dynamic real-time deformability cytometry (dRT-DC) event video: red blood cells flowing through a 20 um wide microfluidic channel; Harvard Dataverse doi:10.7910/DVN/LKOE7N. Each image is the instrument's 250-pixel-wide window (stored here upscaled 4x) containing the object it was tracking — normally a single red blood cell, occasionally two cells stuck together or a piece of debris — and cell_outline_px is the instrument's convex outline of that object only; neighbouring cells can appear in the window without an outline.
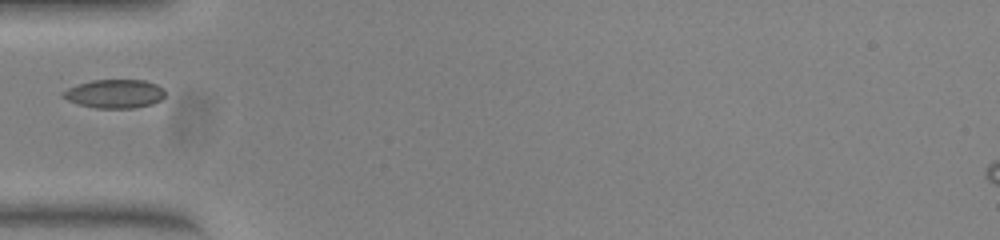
{"species": "common noctule bat (a hibernating species)", "species_latin": "Nyctalus noctula", "temperature_condition": "warm", "stored_images_in_passage": 8, "camera_frame_rate_fps": 3000, "um_per_image_px": 0.085, "animal": {"sex": "female", "body_mass_g": 23.0, "forearm_length_mm": 53.4}, "frame": {"image": 1, "passage_image": 1, "time_ms": 0.0, "image_size_px": [1000, 240], "cell_outline_px": [[164, 96], [160, 100], [152, 104], [132, 108], [96, 108], [80, 104], [68, 100], [60, 96], [60, 92], [68, 88], [92, 80], [144, 80], [156, 84], [164, 88]], "centroid_in_image_um": [9.74, 7.97], "position_along_channel_um": 75.3, "area_um2": 16.99}}